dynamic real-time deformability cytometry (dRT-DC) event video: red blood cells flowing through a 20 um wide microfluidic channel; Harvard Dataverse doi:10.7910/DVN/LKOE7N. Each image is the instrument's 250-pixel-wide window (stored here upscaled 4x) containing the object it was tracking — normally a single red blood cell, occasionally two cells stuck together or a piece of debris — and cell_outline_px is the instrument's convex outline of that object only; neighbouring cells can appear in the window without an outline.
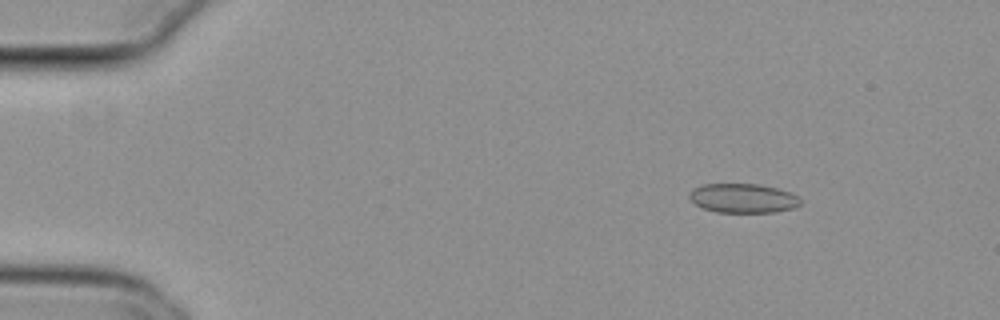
{"species": "common noctule bat (a hibernating species)", "species_latin": "Nyctalus noctula", "temperature_condition": "cold", "stored_images_in_passage": 48, "camera_frame_rate_fps": 3000, "um_per_image_px": 0.085, "animal": {"sex": "female", "body_mass_g": 29.2, "forearm_length_mm": 56.3}, "frame": {"image": 1, "passage_image": 1, "time_ms": 0.0, "image_size_px": [1000, 320], "cell_outline_px": [[800, 204], [792, 208], [776, 212], [716, 212], [704, 208], [696, 204], [688, 196], [696, 188], [704, 184], [760, 184], [792, 192], [800, 196]], "centroid_in_image_um": [63.22, 16.85], "position_along_channel_um": 21.8, "area_um2": 18.79}}
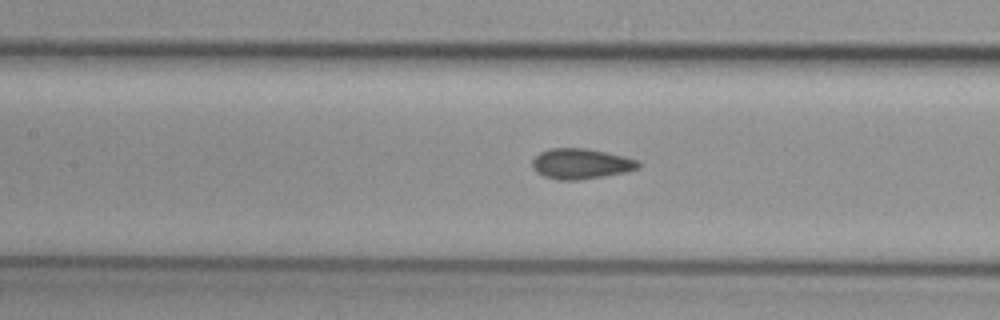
{"frame": {"image": 2, "passage_image": 19, "time_ms": 6.0, "image_size_px": [1000, 320], "cell_outline_px": [[640, 168], [628, 172], [580, 180], [560, 180], [544, 176], [536, 172], [532, 168], [532, 160], [540, 152], [548, 148], [588, 148], [608, 152], [640, 160]], "centroid_in_image_um": [49.41, 13.91], "position_along_channel_um": 158.0, "area_um2": 19.13}}
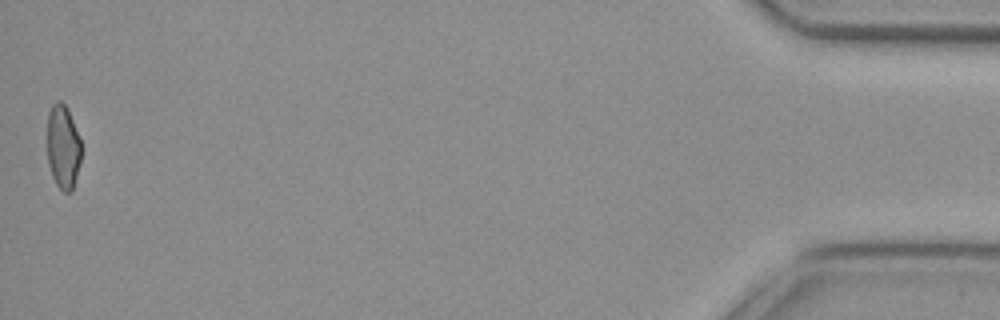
{"frame": {"image": 3, "passage_image": 48, "time_ms": 15.667, "image_size_px": [1000, 320], "cell_outline_px": [[80, 160], [72, 192], [64, 192], [56, 184], [52, 176], [48, 164], [48, 112], [52, 104], [56, 100], [60, 100], [68, 108], [80, 140]], "centroid_in_image_um": [5.34, 12.47], "position_along_channel_um": 429.9, "area_um2": 16.53}, "authors_computed_cell_mechanics": {"area_um2": 18.3515, "velocity_mm_per_s": 3.805, "shape_relaxation_time_tau1_ms": null, "shape_relaxation_time_tau2_ms": 1.5926, "deformation_change_tau1": null, "deformation_change_tau2": 0.0488}}